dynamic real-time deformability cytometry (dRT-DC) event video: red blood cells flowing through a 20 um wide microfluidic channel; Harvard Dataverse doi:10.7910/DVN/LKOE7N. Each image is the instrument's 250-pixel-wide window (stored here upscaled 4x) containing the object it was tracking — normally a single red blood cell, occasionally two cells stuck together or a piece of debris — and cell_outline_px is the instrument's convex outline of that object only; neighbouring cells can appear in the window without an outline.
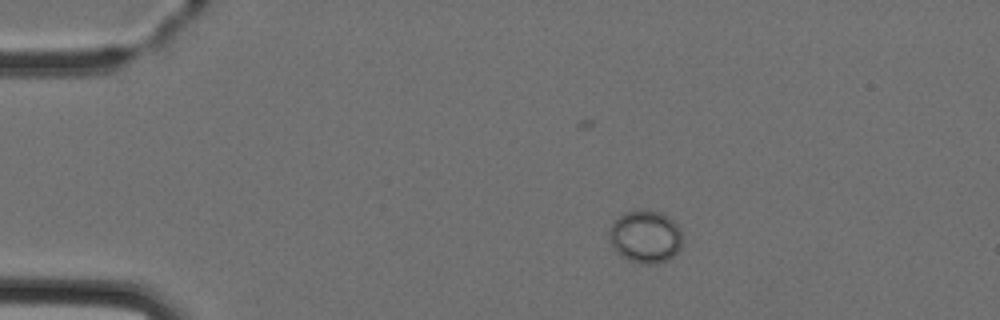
{"species": "Egyptian fruit bat (a non-hibernating species)", "species_latin": "Rousettus aegyptiacus", "temperature_condition": "cold", "stored_images_in_passage": 4, "camera_frame_rate_fps": 3000, "um_per_image_px": 0.085, "animal": {"sex": "female"}, "frame": {"image": 1, "passage_image": 1, "time_ms": 0.0, "image_size_px": [1000, 320], "cell_outline_px": [[680, 248], [668, 260], [652, 264], [644, 264], [628, 260], [620, 256], [612, 248], [612, 224], [624, 212], [640, 208], [644, 208], [660, 212], [668, 216], [680, 228]], "centroid_in_image_um": [54.87, 20.1], "position_along_channel_um": 30.1, "area_um2": 22.25}}
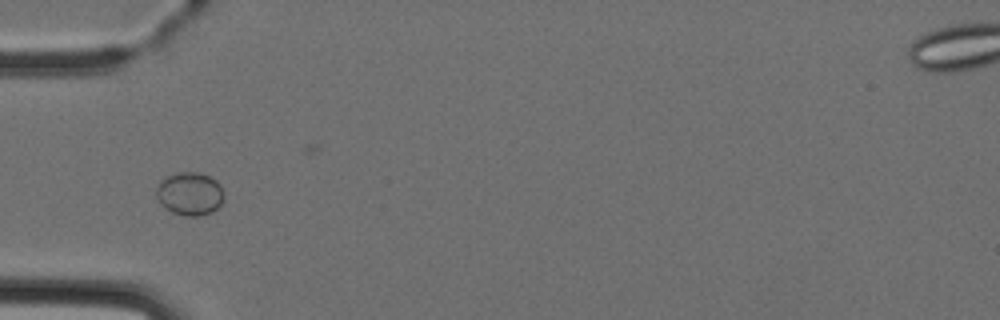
{"frame": {"image": 2, "passage_image": 3, "time_ms": 2.333, "image_size_px": [1000, 320], "cell_outline_px": [[224, 200], [212, 212], [200, 216], [184, 216], [172, 212], [160, 204], [156, 196], [156, 188], [160, 180], [176, 172], [196, 172], [208, 176], [216, 180], [220, 184], [224, 192]], "centroid_in_image_um": [16.13, 16.47], "position_along_channel_um": 68.9, "area_um2": 17.17}}
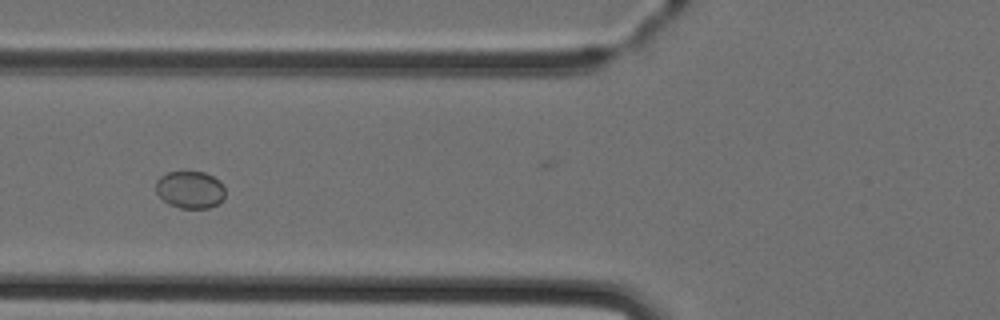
{"frame": {"image": 3, "passage_image": 4, "time_ms": 3.333, "image_size_px": [1000, 320], "cell_outline_px": [[224, 200], [208, 208], [180, 208], [168, 204], [156, 192], [156, 180], [160, 176], [168, 172], [204, 172], [212, 176], [224, 188]], "centroid_in_image_um": [16.13, 16.13], "position_along_channel_um": 109.7, "area_um2": 14.91}}